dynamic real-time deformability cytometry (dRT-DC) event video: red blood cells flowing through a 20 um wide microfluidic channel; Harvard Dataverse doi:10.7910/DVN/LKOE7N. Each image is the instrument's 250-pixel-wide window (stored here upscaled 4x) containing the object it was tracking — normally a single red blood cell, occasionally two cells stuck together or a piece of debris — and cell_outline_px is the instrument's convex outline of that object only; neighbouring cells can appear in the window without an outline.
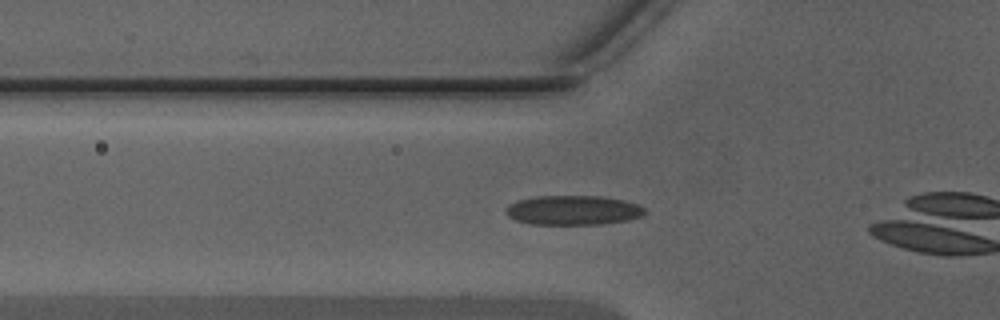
{"species": "Egyptian fruit bat (a non-hibernating species)", "species_latin": "Rousettus aegyptiacus", "temperature_condition": "warm", "stored_images_in_passage": 37, "camera_frame_rate_fps": 3000, "um_per_image_px": 0.085, "animal": {"sex": "male"}, "frame": {"image": 1, "passage_image": 6, "time_ms": 1.667, "image_size_px": [1000, 320], "cell_outline_px": [[648, 212], [640, 216], [628, 220], [604, 224], [528, 224], [516, 220], [508, 216], [508, 204], [516, 200], [536, 196], [600, 196], [624, 200], [640, 204]], "centroid_in_image_um": [48.75, 17.86], "position_along_channel_um": 77.1, "area_um2": 23.99}}
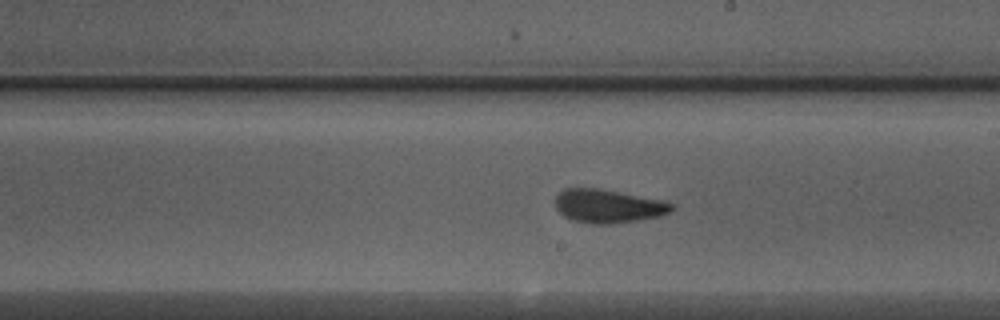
{"frame": {"image": 2, "passage_image": 17, "time_ms": 5.333, "image_size_px": [1000, 320], "cell_outline_px": [[672, 208], [668, 212], [660, 216], [612, 224], [592, 224], [572, 220], [564, 216], [556, 208], [556, 196], [564, 188], [596, 188], [664, 200], [672, 204]], "centroid_in_image_um": [51.66, 17.52], "position_along_channel_um": 237.3, "area_um2": 22.48}}
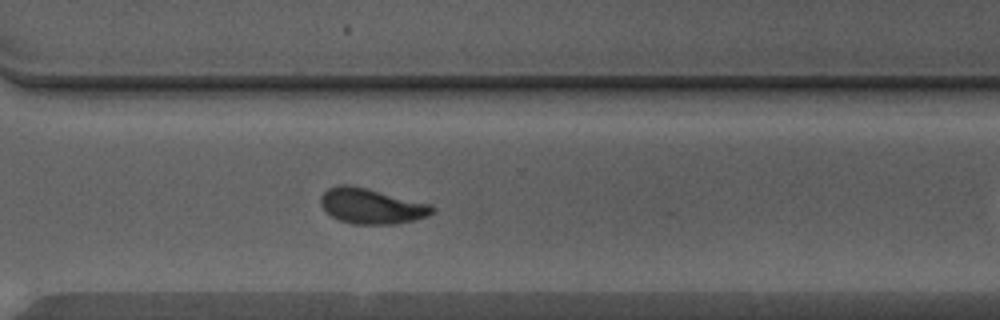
{"frame": {"image": 3, "passage_image": 24, "time_ms": 7.667, "image_size_px": [1000, 320], "cell_outline_px": [[436, 208], [428, 216], [396, 224], [352, 224], [340, 220], [332, 216], [320, 204], [320, 196], [328, 188], [336, 184], [348, 184], [432, 204]], "centroid_in_image_um": [31.57, 17.51], "position_along_channel_um": 339.0, "area_um2": 22.89}, "authors_computed_cell_mechanics": {"area_um2": 22.5998, "velocity_mm_per_s": 4.3614, "shape_relaxation_time_tau1_ms": 3.9495, "shape_relaxation_time_tau2_ms": 0.9411, "deformation_change_tau1": 0.1429, "deformation_change_tau2": 0.0796}}